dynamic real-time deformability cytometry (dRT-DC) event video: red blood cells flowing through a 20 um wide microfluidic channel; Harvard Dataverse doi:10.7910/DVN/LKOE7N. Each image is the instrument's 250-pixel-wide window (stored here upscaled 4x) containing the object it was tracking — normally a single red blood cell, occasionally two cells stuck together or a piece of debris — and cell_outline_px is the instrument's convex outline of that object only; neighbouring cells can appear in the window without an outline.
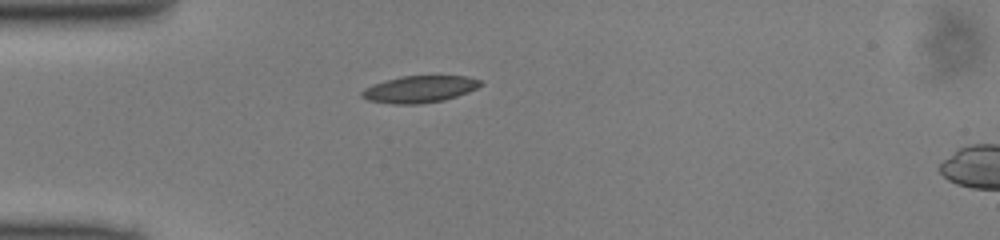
{"species": "common noctule bat (a hibernating species)", "species_latin": "Nyctalus noctula", "temperature_condition": "cold", "stored_images_in_passage": 37, "camera_frame_rate_fps": 3000, "um_per_image_px": 0.085, "animal": {"sex": "male", "body_mass_g": 13.0, "forearm_length_mm": 53.1}, "frame": {"image": 1, "passage_image": 1, "time_ms": 0.0, "image_size_px": [1000, 240], "cell_outline_px": [[484, 84], [468, 92], [444, 100], [420, 104], [392, 104], [368, 100], [360, 96], [360, 92], [364, 88], [372, 84], [400, 76], [468, 76], [480, 80]], "centroid_in_image_um": [35.64, 7.58], "position_along_channel_um": 49.4, "area_um2": 18.67}}
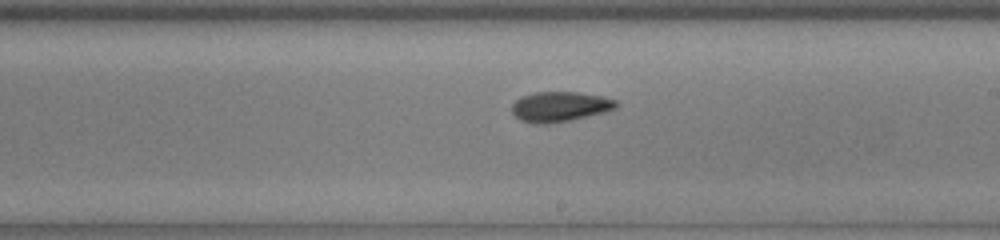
{"frame": {"image": 2, "passage_image": 16, "time_ms": 5.0, "image_size_px": [1000, 240], "cell_outline_px": [[620, 104], [616, 108], [604, 112], [572, 120], [548, 124], [532, 124], [520, 120], [512, 112], [512, 104], [516, 100], [524, 96], [536, 92], [580, 92], [600, 96], [616, 100]], "centroid_in_image_um": [47.6, 9.08], "position_along_channel_um": 241.4, "area_um2": 18.32}}
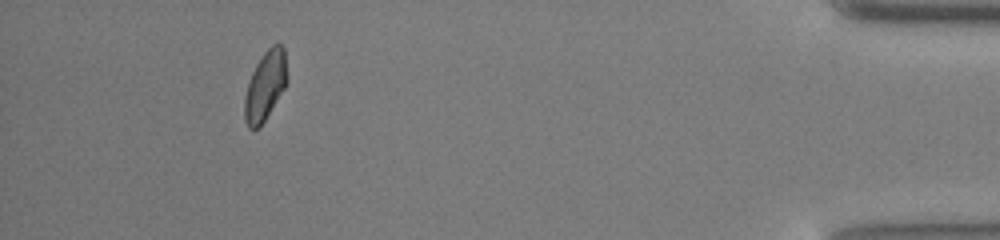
{"frame": {"image": 3, "passage_image": 33, "time_ms": 10.667, "image_size_px": [1000, 240], "cell_outline_px": [[288, 80], [284, 88], [260, 128], [248, 128], [244, 120], [244, 96], [248, 80], [256, 64], [264, 52], [272, 44], [280, 44], [284, 48], [288, 76]], "centroid_in_image_um": [22.53, 7.29], "position_along_channel_um": 412.7, "area_um2": 17.34}}